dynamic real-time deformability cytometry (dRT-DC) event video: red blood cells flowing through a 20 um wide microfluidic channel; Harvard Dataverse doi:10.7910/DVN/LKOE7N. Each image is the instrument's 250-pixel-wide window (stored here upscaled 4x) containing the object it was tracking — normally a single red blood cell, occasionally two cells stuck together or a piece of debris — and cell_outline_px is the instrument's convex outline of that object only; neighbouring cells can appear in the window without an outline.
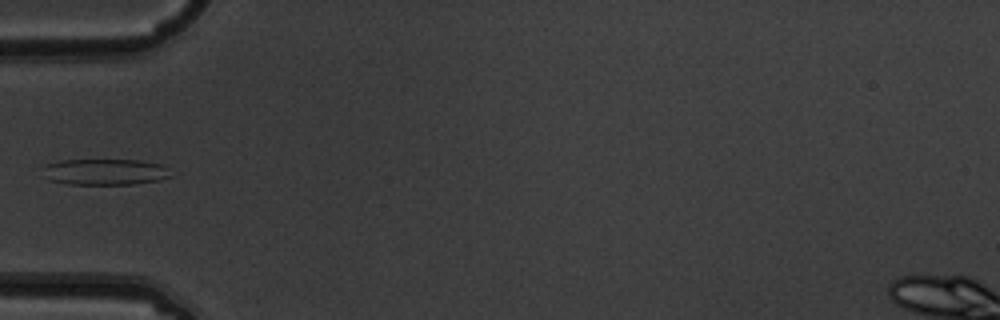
{"species": "common noctule bat (a hibernating species)", "species_latin": "Nyctalus noctula", "temperature_condition": "warm", "stored_images_in_passage": 5, "camera_frame_rate_fps": 3000, "um_per_image_px": 0.085, "animal": {"sex": "male", "body_mass_g": 19.5, "forearm_length_mm": 54.6}, "frame": {"image": 1, "passage_image": 5, "time_ms": 1.333, "image_size_px": [1000, 320], "cell_outline_px": [[172, 176], [160, 180], [132, 184], [68, 184], [48, 180], [44, 168], [44, 164], [60, 160], [140, 160], [160, 164]], "centroid_in_image_um": [8.89, 14.61], "position_along_channel_um": 76.1, "area_um2": 19.31}}